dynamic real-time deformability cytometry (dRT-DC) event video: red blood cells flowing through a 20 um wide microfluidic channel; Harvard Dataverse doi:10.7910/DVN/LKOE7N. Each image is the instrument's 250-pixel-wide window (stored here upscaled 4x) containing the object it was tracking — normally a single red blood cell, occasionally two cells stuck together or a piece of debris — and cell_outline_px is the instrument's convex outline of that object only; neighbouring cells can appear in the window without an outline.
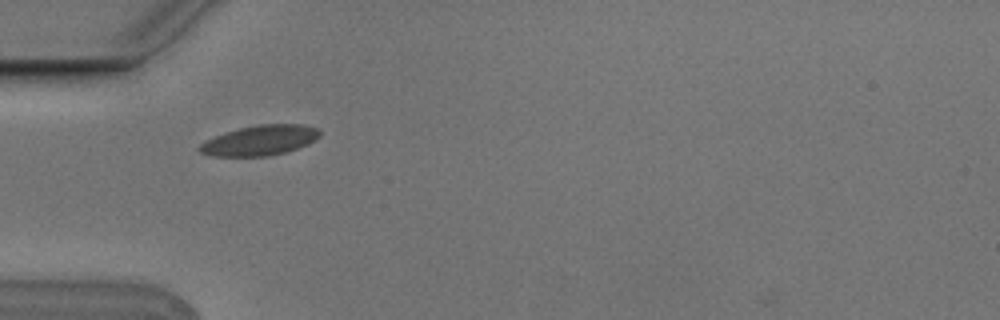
{"species": "Egyptian fruit bat (a non-hibernating species)", "species_latin": "Rousettus aegyptiacus", "temperature_condition": "cold", "stored_images_in_passage": 6, "camera_frame_rate_fps": 3000, "um_per_image_px": 0.085, "animal": {"sex": "male"}, "frame": {"image": 1, "passage_image": 1, "time_ms": 0.0, "image_size_px": [1000, 320], "cell_outline_px": [[320, 136], [316, 140], [308, 144], [284, 152], [268, 156], [212, 156], [200, 152], [196, 148], [204, 140], [240, 128], [260, 124], [304, 124], [316, 128], [320, 132]], "centroid_in_image_um": [22.09, 11.93], "position_along_channel_um": 62.9, "area_um2": 20.98}}
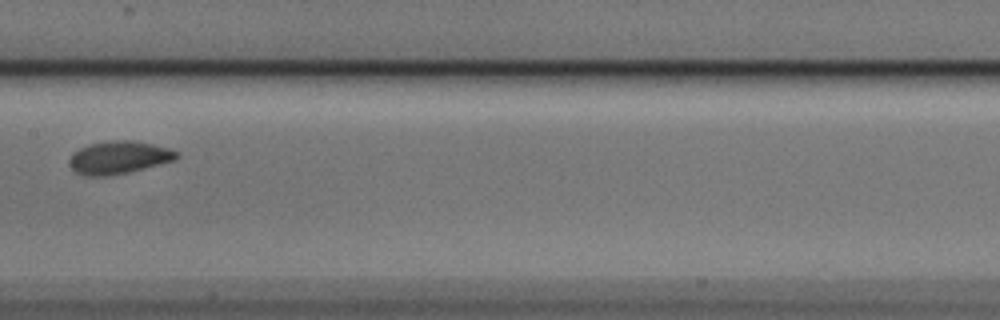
{"frame": {"image": 2, "passage_image": 4, "time_ms": 1.0, "image_size_px": [1000, 320], "cell_outline_px": [[180, 156], [176, 160], [128, 172], [108, 176], [84, 176], [76, 172], [68, 164], [68, 160], [72, 152], [80, 148], [92, 144], [116, 140], [132, 140], [152, 144], [168, 148], [180, 152]], "centroid_in_image_um": [10.1, 13.39], "position_along_channel_um": 197.3, "area_um2": 20.52}}
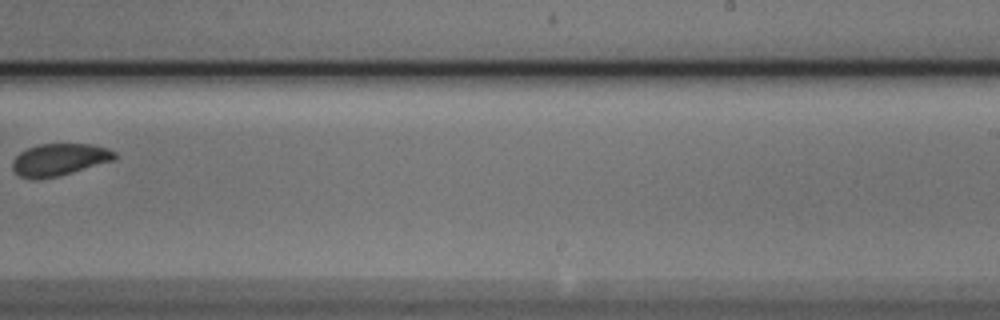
{"frame": {"image": 3, "passage_image": 6, "time_ms": 1.667, "image_size_px": [1000, 320], "cell_outline_px": [[116, 156], [112, 160], [56, 176], [32, 180], [20, 176], [12, 168], [12, 160], [20, 152], [36, 144], [92, 144], [108, 148], [116, 152]], "centroid_in_image_um": [5.0, 13.55], "position_along_channel_um": 284.0, "area_um2": 18.84}}